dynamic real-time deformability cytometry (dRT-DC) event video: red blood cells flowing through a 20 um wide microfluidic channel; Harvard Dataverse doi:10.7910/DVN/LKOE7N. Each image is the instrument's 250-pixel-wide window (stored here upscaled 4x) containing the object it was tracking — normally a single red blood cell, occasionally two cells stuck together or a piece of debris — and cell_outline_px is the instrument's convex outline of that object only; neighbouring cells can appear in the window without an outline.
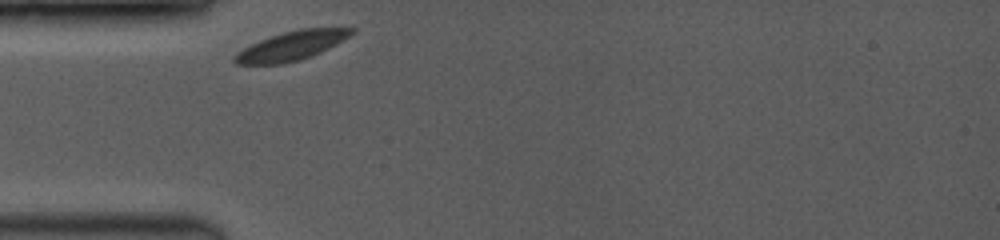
{"species": "common noctule bat (a hibernating species)", "species_latin": "Nyctalus noctula", "temperature_condition": "room temperature", "stored_images_in_passage": 34, "camera_frame_rate_fps": 3500, "um_per_image_px": 0.085, "animal": {"sex": "female", "body_mass_g": 19.0, "forearm_length_mm": 53.3}, "frame": {"image": 1, "passage_image": 1, "time_ms": 0.0, "image_size_px": [1000, 240], "cell_outline_px": [[356, 32], [336, 44], [312, 56], [300, 60], [284, 64], [236, 64], [232, 60], [232, 56], [244, 48], [260, 40], [284, 32], [300, 28], [356, 28]], "centroid_in_image_um": [24.78, 3.9], "position_along_channel_um": 60.2, "area_um2": 19.71}}
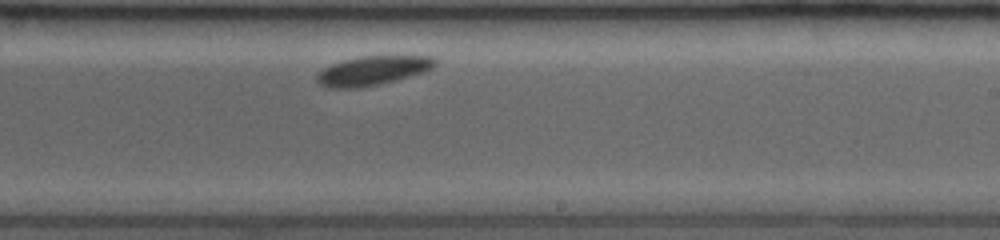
{"frame": {"image": 2, "passage_image": 20, "time_ms": 5.429, "image_size_px": [1000, 240], "cell_outline_px": [[436, 64], [432, 68], [424, 72], [396, 80], [380, 84], [356, 88], [328, 88], [320, 84], [316, 80], [316, 72], [332, 64], [344, 60], [360, 56], [432, 56], [436, 60]], "centroid_in_image_um": [31.65, 6.0], "position_along_channel_um": 257.3, "area_um2": 20.11}}
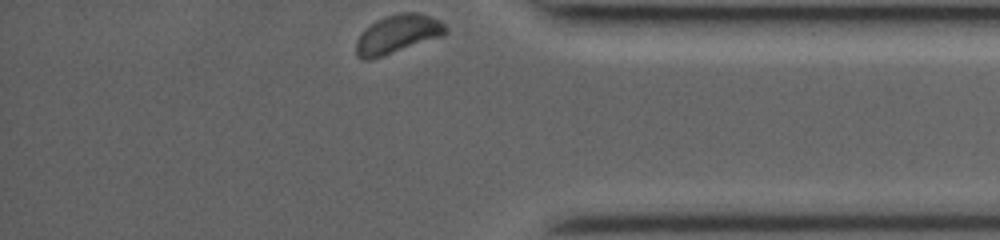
{"frame": {"image": 3, "passage_image": 34, "time_ms": 9.429, "image_size_px": [1000, 240], "cell_outline_px": [[448, 32], [444, 36], [372, 60], [364, 60], [356, 56], [356, 40], [376, 20], [384, 16], [400, 12], [420, 12], [440, 20], [448, 28]], "centroid_in_image_um": [33.84, 2.91], "position_along_channel_um": 401.4, "area_um2": 20.35}}